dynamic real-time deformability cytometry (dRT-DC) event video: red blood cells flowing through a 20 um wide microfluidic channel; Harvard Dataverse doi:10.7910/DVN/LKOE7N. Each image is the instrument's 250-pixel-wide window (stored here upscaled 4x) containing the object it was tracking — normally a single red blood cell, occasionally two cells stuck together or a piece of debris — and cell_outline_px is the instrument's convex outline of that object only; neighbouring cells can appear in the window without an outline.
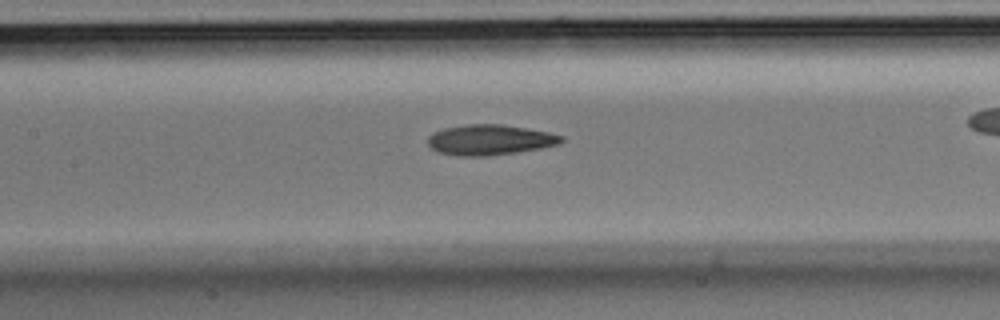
{"species": "Egyptian fruit bat (a non-hibernating species)", "species_latin": "Rousettus aegyptiacus", "temperature_condition": "room temperature", "stored_images_in_passage": 19, "camera_frame_rate_fps": 3000, "um_per_image_px": 0.085, "animal": {"sex": "male"}, "frame": {"image": 1, "passage_image": 6, "time_ms": 1.667, "image_size_px": [1000, 320], "cell_outline_px": [[564, 140], [560, 144], [540, 148], [516, 152], [488, 156], [456, 156], [436, 152], [428, 144], [428, 136], [444, 128], [468, 124], [500, 124], [548, 132], [564, 136]], "centroid_in_image_um": [41.63, 11.9], "position_along_channel_um": 165.8, "area_um2": 23.58}}
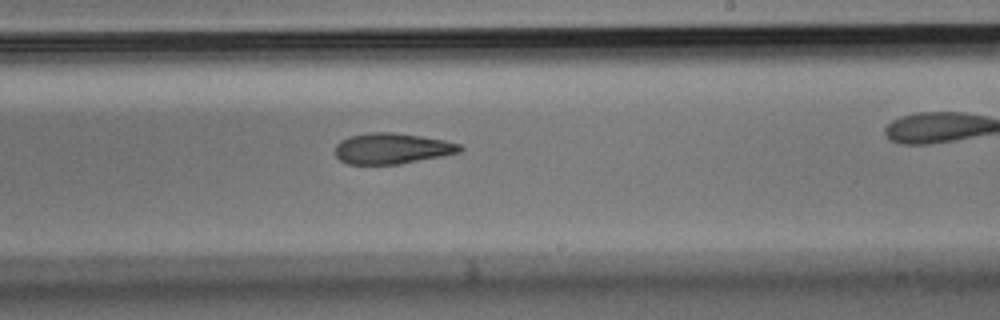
{"frame": {"image": 2, "passage_image": 11, "time_ms": 3.333, "image_size_px": [1000, 320], "cell_outline_px": [[464, 148], [460, 152], [444, 156], [396, 164], [348, 164], [340, 160], [336, 156], [336, 144], [340, 140], [348, 136], [368, 132], [392, 132], [420, 136], [444, 140], [460, 144]], "centroid_in_image_um": [33.31, 12.61], "position_along_channel_um": 255.7, "area_um2": 22.43}}